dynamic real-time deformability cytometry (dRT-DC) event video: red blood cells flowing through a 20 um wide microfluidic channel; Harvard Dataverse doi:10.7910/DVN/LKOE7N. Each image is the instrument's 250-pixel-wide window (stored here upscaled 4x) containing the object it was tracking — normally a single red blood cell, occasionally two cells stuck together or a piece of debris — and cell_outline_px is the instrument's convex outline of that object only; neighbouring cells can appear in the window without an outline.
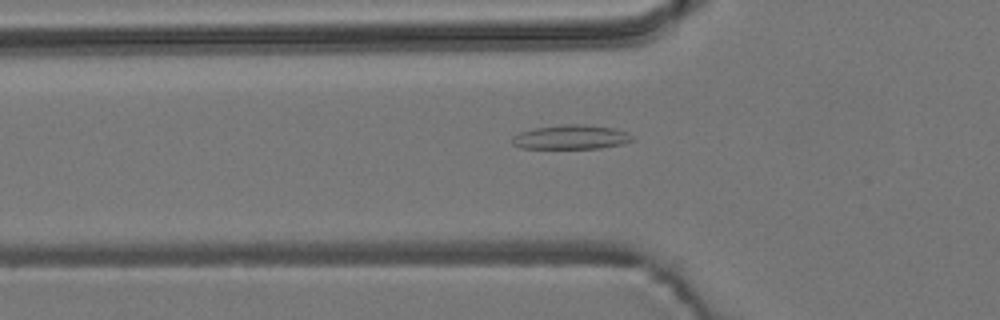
{"species": "common noctule bat (a hibernating species)", "species_latin": "Nyctalus noctula", "temperature_condition": "room temperature", "stored_images_in_passage": 55, "camera_frame_rate_fps": 3000, "um_per_image_px": 0.085, "animal": {"sex": "male", "body_mass_g": 19.2, "forearm_length_mm": 51.8}, "frame": {"image": 1, "passage_image": 19, "time_ms": 6.0, "image_size_px": [1000, 320], "cell_outline_px": [[636, 140], [620, 144], [600, 148], [520, 148], [512, 144], [512, 136], [520, 132], [536, 128], [560, 124], [584, 124], [612, 128], [624, 132], [632, 136]], "centroid_in_image_um": [48.51, 11.65], "position_along_channel_um": 77.3, "area_um2": 16.88}}
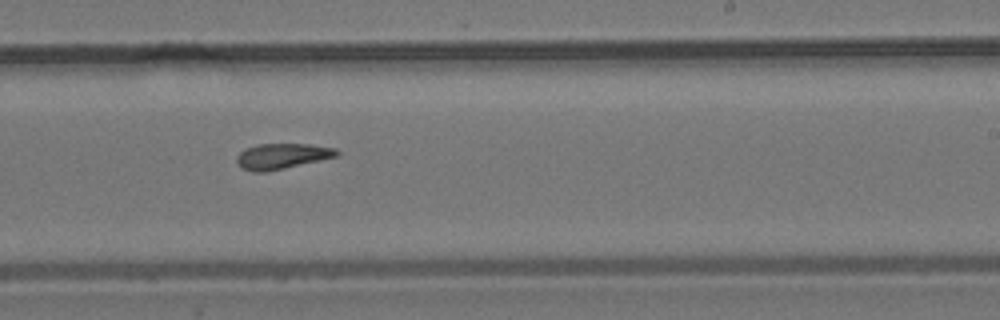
{"frame": {"image": 2, "passage_image": 34, "time_ms": 11.0, "image_size_px": [1000, 320], "cell_outline_px": [[340, 152], [336, 156], [320, 160], [268, 172], [252, 172], [240, 168], [236, 160], [236, 156], [244, 148], [256, 144], [312, 144], [336, 148]], "centroid_in_image_um": [23.93, 13.27], "position_along_channel_um": 265.1, "area_um2": 15.09}}
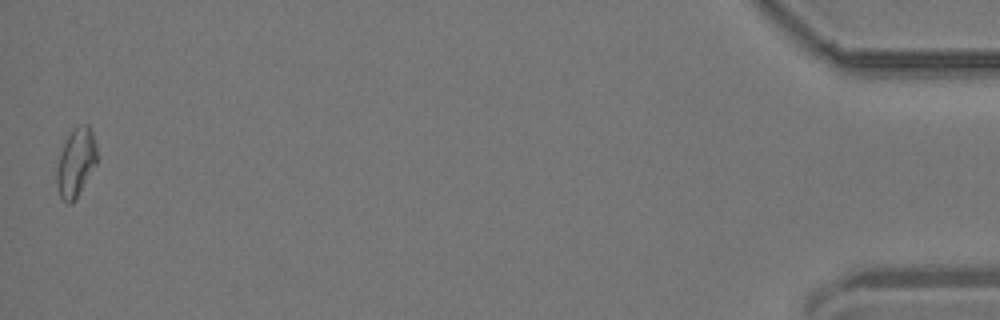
{"frame": {"image": 3, "passage_image": 55, "time_ms": 18.0, "image_size_px": [1000, 320], "cell_outline_px": [[96, 164], [76, 200], [72, 204], [68, 204], [60, 196], [56, 184], [56, 168], [60, 152], [72, 128], [84, 124], [88, 124], [92, 132], [96, 144]], "centroid_in_image_um": [6.44, 13.84], "position_along_channel_um": 428.8, "area_um2": 16.13}, "authors_computed_cell_mechanics": {"area_um2": 15.606, "velocity_mm_per_s": 3.7431, "shape_relaxation_time_tau1_ms": null, "shape_relaxation_time_tau2_ms": 4.7211, "deformation_change_tau1": null, "deformation_change_tau2": 0.0909}}